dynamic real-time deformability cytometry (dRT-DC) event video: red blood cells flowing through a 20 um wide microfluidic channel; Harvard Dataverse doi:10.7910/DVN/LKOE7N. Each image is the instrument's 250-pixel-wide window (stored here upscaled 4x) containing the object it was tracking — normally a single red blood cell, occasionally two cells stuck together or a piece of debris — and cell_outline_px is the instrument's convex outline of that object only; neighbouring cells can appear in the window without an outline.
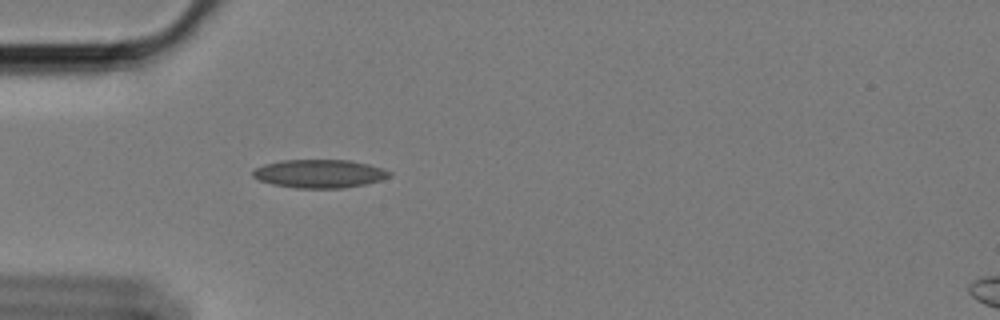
{"species": "Egyptian fruit bat (a non-hibernating species)", "species_latin": "Rousettus aegyptiacus", "temperature_condition": "cold", "stored_images_in_passage": 34, "camera_frame_rate_fps": 3000, "um_per_image_px": 0.085, "animal": {"sex": "female"}, "frame": {"image": 1, "passage_image": 9, "time_ms": 2.667, "image_size_px": [1000, 320], "cell_outline_px": [[392, 176], [380, 180], [364, 184], [344, 188], [296, 188], [272, 184], [260, 180], [252, 176], [252, 172], [256, 168], [264, 164], [280, 160], [352, 160], [368, 164], [392, 172]], "centroid_in_image_um": [27.15, 14.76], "position_along_channel_um": 57.8, "area_um2": 22.54}}
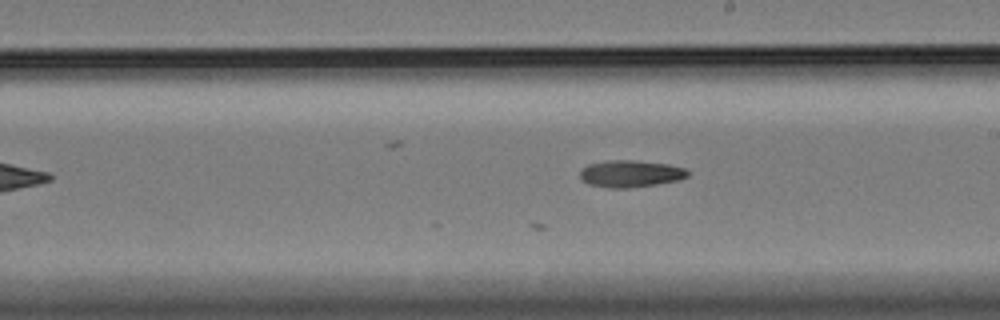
{"frame": {"image": 2, "passage_image": 21, "time_ms": 6.667, "image_size_px": [1000, 320], "cell_outline_px": [[688, 176], [680, 180], [656, 184], [628, 188], [608, 188], [588, 184], [580, 180], [580, 172], [588, 164], [608, 160], [636, 160], [668, 164], [684, 168], [688, 172]], "centroid_in_image_um": [53.58, 14.77], "position_along_channel_um": 235.4, "area_um2": 16.99}}
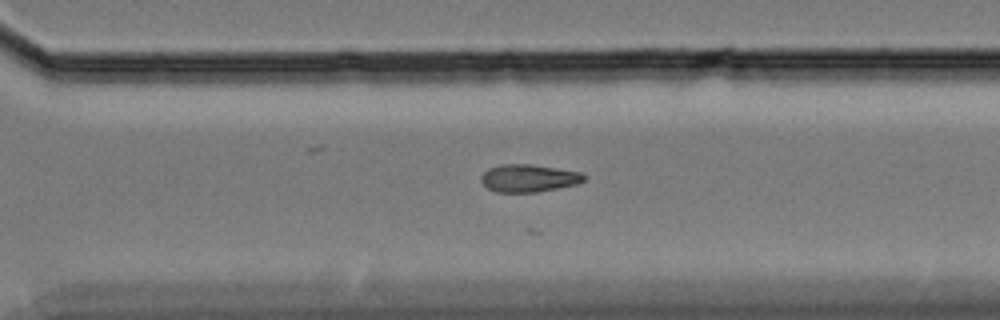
{"frame": {"image": 3, "passage_image": 29, "time_ms": 9.333, "image_size_px": [1000, 320], "cell_outline_px": [[588, 176], [584, 180], [576, 184], [536, 192], [496, 192], [488, 188], [480, 180], [480, 176], [488, 168], [500, 164], [532, 164], [580, 172]], "centroid_in_image_um": [44.91, 15.13], "position_along_channel_um": 325.7, "area_um2": 16.53}}